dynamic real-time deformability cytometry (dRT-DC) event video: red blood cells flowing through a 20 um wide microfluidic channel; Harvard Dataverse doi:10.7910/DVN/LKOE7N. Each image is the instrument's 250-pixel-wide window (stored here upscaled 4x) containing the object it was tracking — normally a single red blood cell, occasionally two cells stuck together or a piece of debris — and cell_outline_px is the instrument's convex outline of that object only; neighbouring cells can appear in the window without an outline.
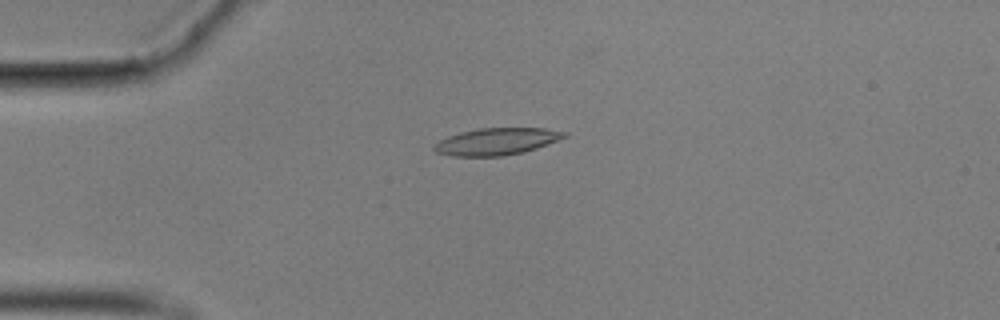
{"species": "common noctule bat (a hibernating species)", "species_latin": "Nyctalus noctula", "temperature_condition": "cold", "stored_images_in_passage": 45, "camera_frame_rate_fps": 3000, "um_per_image_px": 0.085, "animal": {"sex": "male", "body_mass_g": 17.9}, "frame": {"image": 1, "passage_image": 2, "time_ms": 0.333, "image_size_px": [1000, 320], "cell_outline_px": [[568, 136], [536, 148], [524, 152], [504, 156], [452, 156], [436, 152], [432, 148], [432, 144], [448, 136], [460, 132], [480, 128], [544, 128], [568, 132]], "centroid_in_image_um": [42.19, 12.02], "position_along_channel_um": 42.8, "area_um2": 20.52}}
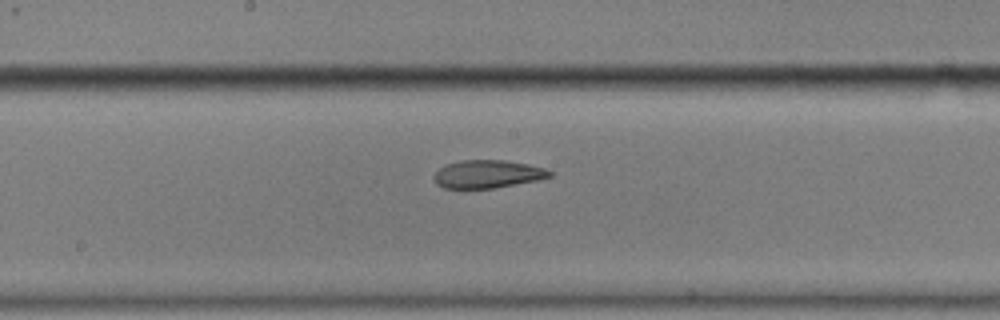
{"frame": {"image": 2, "passage_image": 18, "time_ms": 5.667, "image_size_px": [1000, 320], "cell_outline_px": [[552, 176], [536, 180], [496, 188], [444, 188], [436, 184], [432, 176], [440, 168], [448, 164], [460, 160], [504, 160], [528, 164], [544, 168], [552, 172]], "centroid_in_image_um": [41.43, 14.8], "position_along_channel_um": 206.8, "area_um2": 18.79}}
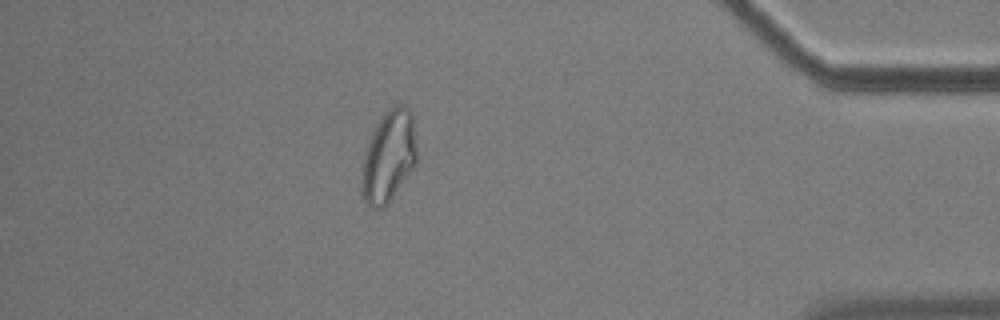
{"frame": {"image": 3, "passage_image": 38, "time_ms": 12.333, "image_size_px": [1000, 320], "cell_outline_px": [[416, 164], [388, 204], [384, 208], [372, 208], [364, 200], [360, 188], [360, 180], [364, 152], [372, 132], [376, 124], [384, 112], [392, 104], [404, 104], [412, 112], [416, 148]], "centroid_in_image_um": [33.02, 13.29], "position_along_channel_um": 402.2, "area_um2": 29.82}, "authors_computed_cell_mechanics": {"area_um2": 20.519, "velocity_mm_per_s": 3.5143, "shape_relaxation_time_tau1_ms": 9.7995, "shape_relaxation_time_tau2_ms": 1.6262, "deformation_change_tau1": 0.2634, "deformation_change_tau2": 0.0791}}